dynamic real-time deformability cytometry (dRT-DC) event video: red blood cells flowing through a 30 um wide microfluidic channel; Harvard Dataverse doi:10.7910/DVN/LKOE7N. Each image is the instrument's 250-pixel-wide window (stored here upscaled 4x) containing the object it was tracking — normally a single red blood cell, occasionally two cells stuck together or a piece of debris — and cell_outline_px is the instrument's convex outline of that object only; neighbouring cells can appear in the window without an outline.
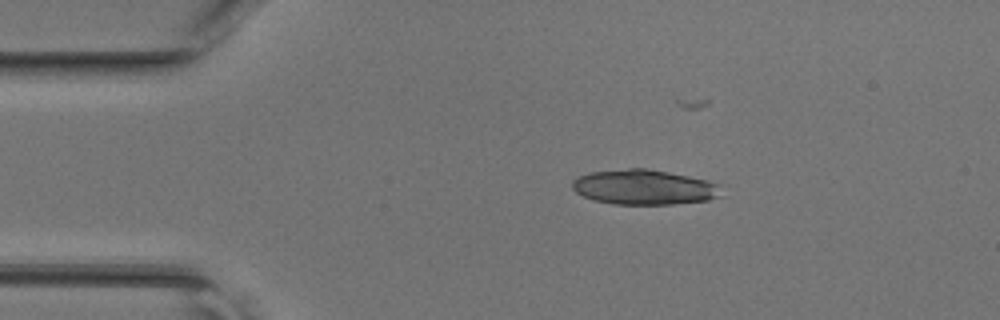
{"species": "common noctule bat (a hibernating species)", "species_latin": "Nyctalus noctula", "temperature_condition": "room temperature", "stored_images_in_passage": 28, "segment_of_instrument_passage": [1, 2], "camera_frame_rate_fps": 3000, "um_per_image_px": 0.085, "animal": {"sex": "female", "body_mass_g": 17.0, "forearm_length_mm": 48.0}, "frame": {"image": 1, "passage_image": 1, "time_ms": 0.0, "image_size_px": [1000, 320], "cell_outline_px": [[724, 196], [708, 200], [672, 204], [612, 204], [596, 200], [584, 196], [576, 192], [572, 188], [572, 180], [580, 176], [592, 172], [628, 168], [648, 168], [708, 180], [720, 184]], "centroid_in_image_um": [54.81, 15.91], "position_along_channel_um": 30.2, "area_um2": 30.52}}